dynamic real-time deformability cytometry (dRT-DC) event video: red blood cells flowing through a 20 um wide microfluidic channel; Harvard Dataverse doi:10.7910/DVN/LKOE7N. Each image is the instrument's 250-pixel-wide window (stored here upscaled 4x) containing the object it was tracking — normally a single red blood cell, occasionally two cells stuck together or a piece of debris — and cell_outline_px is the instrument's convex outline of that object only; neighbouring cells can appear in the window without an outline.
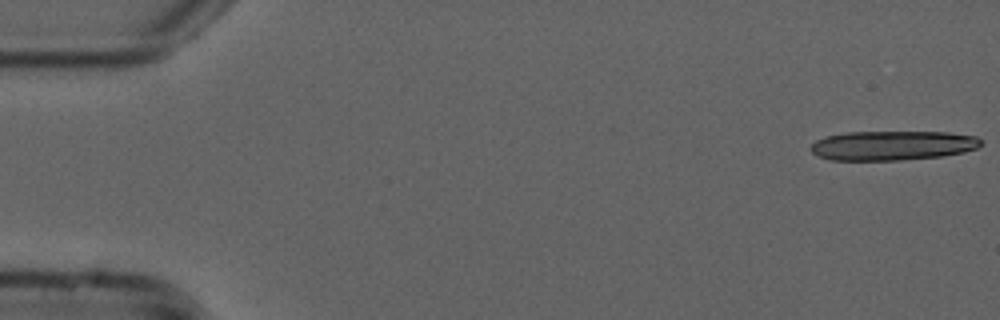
{"species": "common noctule bat (a hibernating species)", "species_latin": "Nyctalus noctula", "temperature_condition": "cold", "stored_images_in_passage": 4, "camera_frame_rate_fps": 3000, "um_per_image_px": 0.085, "animal": {"sex": "male", "forearm_length_mm": 52.5}, "frame": {"image": 1, "passage_image": 1, "time_ms": 0.0, "image_size_px": [1000, 320], "cell_outline_px": [[984, 144], [976, 148], [964, 152], [940, 156], [900, 160], [828, 160], [812, 152], [812, 144], [816, 140], [824, 136], [848, 132], [948, 132], [976, 136], [984, 140]], "centroid_in_image_um": [75.9, 12.36], "position_along_channel_um": 9.1, "area_um2": 29.3}}